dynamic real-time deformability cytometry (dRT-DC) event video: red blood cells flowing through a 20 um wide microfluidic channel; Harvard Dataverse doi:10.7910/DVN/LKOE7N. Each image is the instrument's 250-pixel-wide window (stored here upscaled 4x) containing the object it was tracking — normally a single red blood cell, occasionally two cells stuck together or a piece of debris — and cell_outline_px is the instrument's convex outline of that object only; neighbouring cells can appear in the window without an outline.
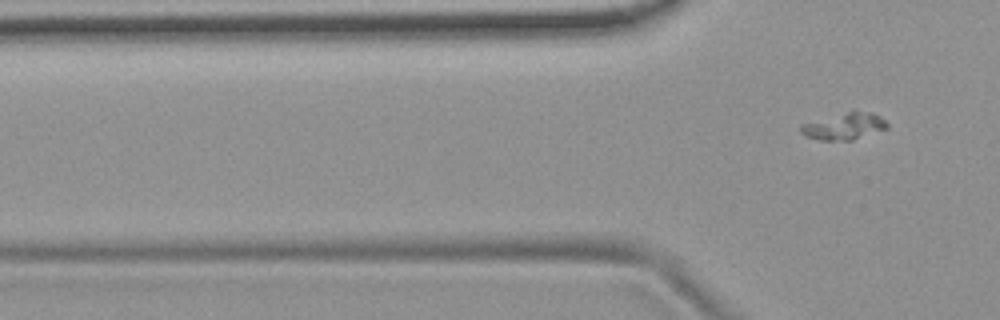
{"species": "common noctule bat (a hibernating species)", "species_latin": "Nyctalus noctula", "temperature_condition": "room temperature", "stored_images_in_passage": 3, "camera_frame_rate_fps": 3000, "um_per_image_px": 0.085, "animal": {"sex": "female", "body_mass_g": 19.9}, "frame": {"image": 1, "passage_image": 3, "time_ms": 3.333, "image_size_px": [1000, 320], "cell_outline_px": [[888, 128], [852, 140], [820, 140], [808, 136], [800, 132], [800, 124], [848, 112], [872, 112], [880, 116], [888, 124]], "centroid_in_image_um": [71.77, 10.74], "position_along_channel_um": 54.0, "area_um2": 13.06}}